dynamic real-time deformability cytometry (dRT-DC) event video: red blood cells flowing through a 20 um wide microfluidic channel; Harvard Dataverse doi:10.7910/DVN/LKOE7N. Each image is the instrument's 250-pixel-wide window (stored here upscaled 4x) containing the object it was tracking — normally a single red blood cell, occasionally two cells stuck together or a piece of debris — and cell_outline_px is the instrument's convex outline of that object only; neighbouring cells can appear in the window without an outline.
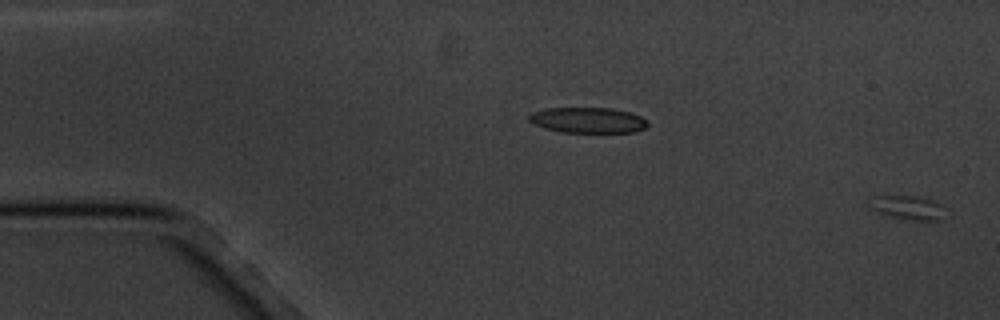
{"species": "common noctule bat (a hibernating species)", "species_latin": "Nyctalus noctula", "temperature_condition": "cold", "stored_images_in_passage": 2, "camera_frame_rate_fps": 3000, "um_per_image_px": 0.085, "animal": {"sex": "male", "body_mass_g": 20.1, "forearm_length_mm": 53.5}, "frame": {"image": 1, "passage_image": 2, "time_ms": 2.0, "image_size_px": [1000, 320], "cell_outline_px": [[940, 220], [912, 220], [892, 216], [868, 208], [868, 200], [872, 196], [916, 196], [932, 200], [940, 204]], "centroid_in_image_um": [77.03, 17.62], "position_along_channel_um": 8.0, "area_um2": 10.17}}